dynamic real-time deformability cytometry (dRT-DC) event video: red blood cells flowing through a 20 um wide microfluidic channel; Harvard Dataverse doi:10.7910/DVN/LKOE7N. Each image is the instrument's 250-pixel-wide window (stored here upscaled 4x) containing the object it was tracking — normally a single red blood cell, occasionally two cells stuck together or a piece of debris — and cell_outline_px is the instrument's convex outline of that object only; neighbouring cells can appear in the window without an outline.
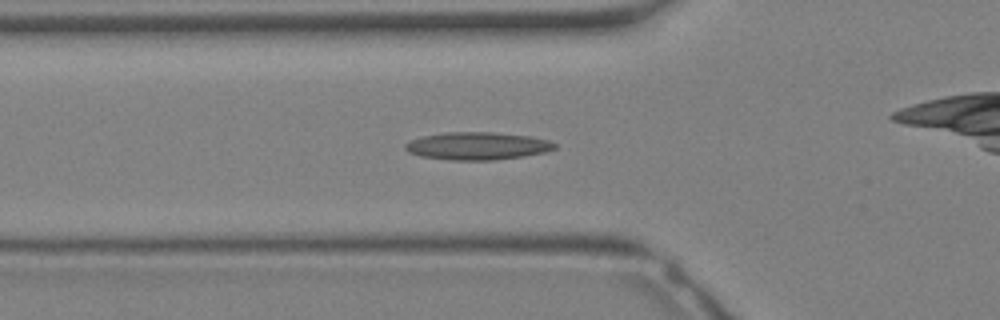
{"species": "Egyptian fruit bat (a non-hibernating species)", "species_latin": "Rousettus aegyptiacus", "temperature_condition": "warm", "stored_images_in_passage": 34, "camera_frame_rate_fps": 3000, "um_per_image_px": 0.085, "animal": {"sex": "female"}, "frame": {"image": 1, "passage_image": 12, "time_ms": 3.667, "image_size_px": [1000, 320], "cell_outline_px": [[556, 148], [544, 152], [520, 156], [492, 160], [448, 160], [420, 156], [408, 152], [404, 148], [404, 144], [420, 136], [444, 132], [492, 132], [532, 136], [548, 140], [556, 144]], "centroid_in_image_um": [40.53, 12.4], "position_along_channel_um": 85.3, "area_um2": 24.1}}
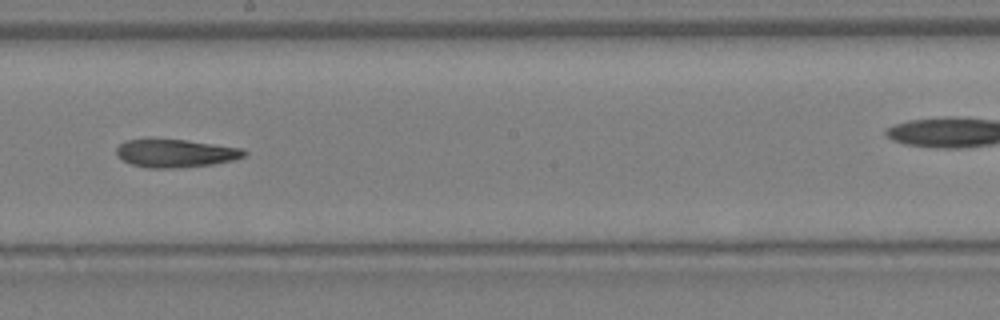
{"frame": {"image": 2, "passage_image": 19, "time_ms": 6.0, "image_size_px": [1000, 320], "cell_outline_px": [[248, 152], [244, 156], [232, 160], [212, 164], [172, 168], [148, 168], [132, 164], [124, 160], [116, 152], [116, 148], [124, 140], [144, 136], [148, 136], [184, 140], [244, 148]], "centroid_in_image_um": [14.86, 12.98], "position_along_channel_um": 233.3, "area_um2": 21.39}}
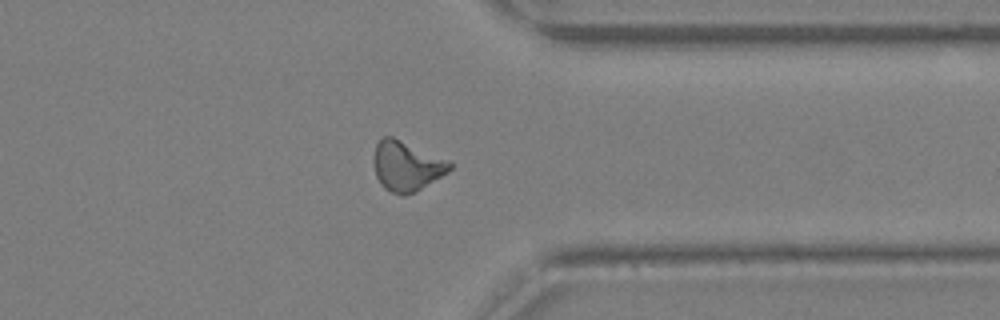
{"frame": {"image": 3, "passage_image": 26, "time_ms": 8.333, "image_size_px": [1000, 320], "cell_outline_px": [[452, 168], [448, 172], [416, 192], [404, 196], [392, 192], [384, 188], [376, 176], [376, 144], [384, 136], [392, 136], [452, 160]], "centroid_in_image_um": [34.64, 14.11], "position_along_channel_um": 376.8, "area_um2": 22.02}}